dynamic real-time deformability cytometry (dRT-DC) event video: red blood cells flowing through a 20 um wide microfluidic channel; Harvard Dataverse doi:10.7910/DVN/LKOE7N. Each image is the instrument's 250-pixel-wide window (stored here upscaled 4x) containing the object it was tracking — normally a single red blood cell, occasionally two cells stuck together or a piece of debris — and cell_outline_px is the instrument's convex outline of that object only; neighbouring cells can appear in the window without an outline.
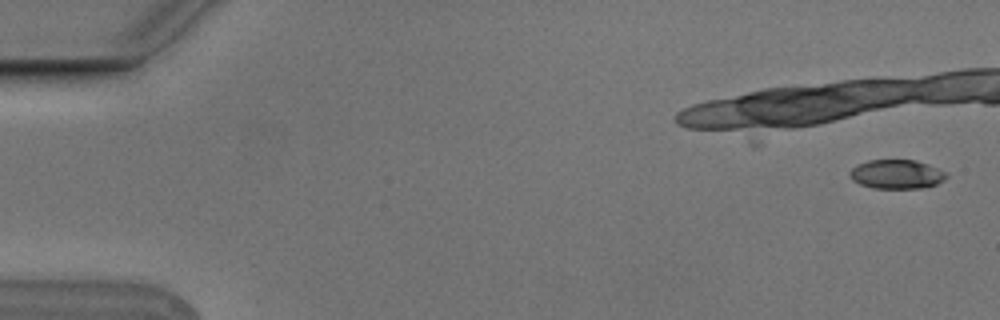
{"species": "Egyptian fruit bat (a non-hibernating species)", "species_latin": "Rousettus aegyptiacus", "temperature_condition": "cold", "stored_images_in_passage": 10, "camera_frame_rate_fps": 3000, "um_per_image_px": 0.085, "animal": {"sex": "male"}, "frame": {"image": 1, "passage_image": 1, "time_ms": 0.0, "image_size_px": [1000, 320], "cell_outline_px": [[948, 176], [944, 180], [936, 184], [920, 188], [872, 188], [860, 184], [852, 180], [848, 176], [848, 172], [852, 168], [868, 160], [916, 160], [928, 164], [944, 172]], "centroid_in_image_um": [76.18, 14.81], "position_along_channel_um": 8.8, "area_um2": 16.3}}